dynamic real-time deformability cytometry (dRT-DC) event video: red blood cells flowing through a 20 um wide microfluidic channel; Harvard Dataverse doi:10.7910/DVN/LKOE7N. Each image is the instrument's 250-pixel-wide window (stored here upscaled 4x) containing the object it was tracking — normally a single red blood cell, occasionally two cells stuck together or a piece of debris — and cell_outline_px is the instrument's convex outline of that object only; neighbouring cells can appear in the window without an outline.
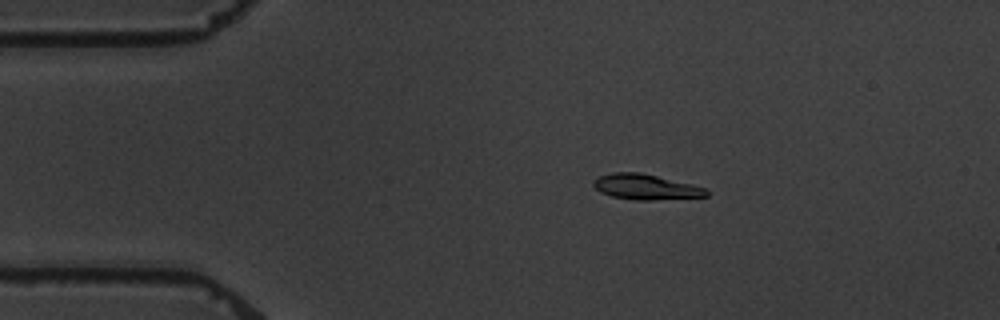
{"species": "common noctule bat (a hibernating species)", "species_latin": "Nyctalus noctula", "temperature_condition": "warm", "stored_images_in_passage": 5, "camera_frame_rate_fps": 3000, "um_per_image_px": 0.085, "animal": {"sex": "male", "body_mass_g": 19.5, "forearm_length_mm": 54.6}, "frame": {"image": 1, "passage_image": 4, "time_ms": 3.333, "image_size_px": [1000, 320], "cell_outline_px": [[708, 196], [652, 200], [632, 200], [612, 196], [600, 192], [592, 184], [592, 180], [600, 176], [616, 172], [640, 172], [692, 184], [704, 188], [708, 192]], "centroid_in_image_um": [54.86, 15.89], "position_along_channel_um": 30.1, "area_um2": 16.59}}